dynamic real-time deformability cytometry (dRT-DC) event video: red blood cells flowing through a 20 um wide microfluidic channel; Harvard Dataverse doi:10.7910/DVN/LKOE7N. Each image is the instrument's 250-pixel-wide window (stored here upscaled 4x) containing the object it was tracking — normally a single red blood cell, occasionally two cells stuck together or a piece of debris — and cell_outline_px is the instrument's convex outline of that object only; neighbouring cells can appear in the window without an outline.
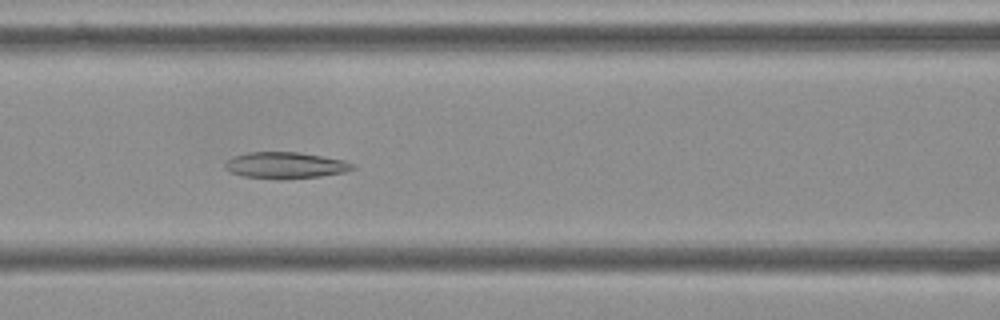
{"species": "Egyptian fruit bat (a non-hibernating species)", "species_latin": "Rousettus aegyptiacus", "temperature_condition": "cold", "stored_images_in_passage": 50, "camera_frame_rate_fps": 3000, "um_per_image_px": 0.085, "frame": {"image": 1, "passage_image": 18, "time_ms": 5.667, "image_size_px": [1000, 320], "cell_outline_px": [[356, 168], [344, 172], [320, 176], [280, 180], [276, 180], [244, 176], [232, 172], [224, 168], [224, 164], [228, 160], [236, 156], [248, 152], [296, 152], [344, 160], [356, 164]], "centroid_in_image_um": [24.28, 14.06], "position_along_channel_um": 142.3, "area_um2": 19.59}}
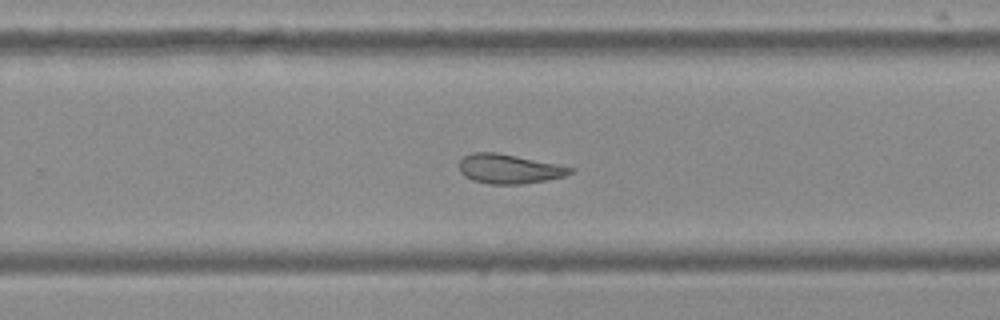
{"frame": {"image": 2, "passage_image": 30, "time_ms": 9.667, "image_size_px": [1000, 320], "cell_outline_px": [[576, 168], [572, 172], [564, 176], [544, 180], [520, 184], [488, 184], [472, 180], [464, 176], [460, 172], [460, 160], [464, 156], [472, 152], [496, 152]], "centroid_in_image_um": [43.23, 14.35], "position_along_channel_um": 286.6, "area_um2": 18.84}}
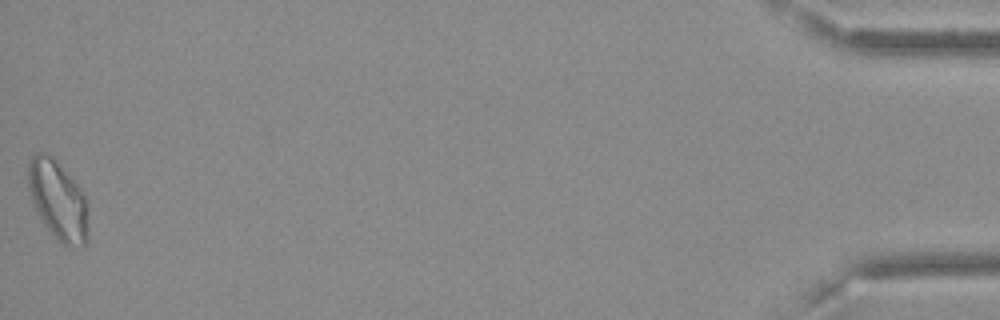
{"frame": {"image": 3, "passage_image": 50, "time_ms": 16.333, "image_size_px": [1000, 320], "cell_outline_px": [[88, 236], [84, 244], [68, 248], [60, 244], [40, 220], [36, 212], [28, 188], [28, 156], [36, 152], [44, 152], [52, 156], [80, 188], [84, 196], [88, 228]], "centroid_in_image_um": [4.88, 17.02], "position_along_channel_um": 430.3, "area_um2": 27.86}, "authors_computed_cell_mechanics": {"area_um2": 20.9525, "velocity_mm_per_s": 3.6148, "shape_relaxation_time_tau1_ms": null, "shape_relaxation_time_tau2_ms": 3.5666, "deformation_change_tau1": null, "deformation_change_tau2": 0.1074}}